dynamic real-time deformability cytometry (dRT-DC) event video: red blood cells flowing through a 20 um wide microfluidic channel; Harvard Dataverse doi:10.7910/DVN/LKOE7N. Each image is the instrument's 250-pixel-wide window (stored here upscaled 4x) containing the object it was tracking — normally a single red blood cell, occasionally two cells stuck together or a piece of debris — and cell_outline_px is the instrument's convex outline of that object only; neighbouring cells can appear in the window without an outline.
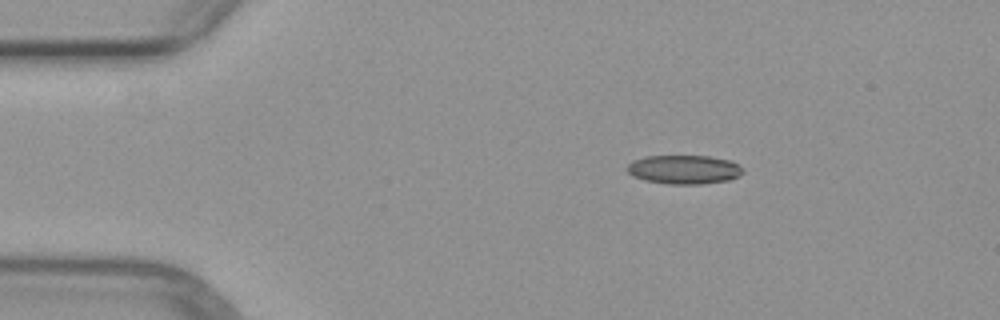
{"species": "common noctule bat (a hibernating species)", "species_latin": "Nyctalus noctula", "temperature_condition": "warm", "stored_images_in_passage": 4, "camera_frame_rate_fps": 3000, "um_per_image_px": 0.085, "animal": {"sex": "female", "body_mass_g": 29.2, "forearm_length_mm": 56.3}, "frame": {"image": 1, "passage_image": 1, "time_ms": 0.0, "image_size_px": [1000, 320], "cell_outline_px": [[744, 172], [728, 180], [700, 184], [668, 184], [644, 180], [632, 176], [624, 168], [632, 160], [644, 156], [708, 156], [732, 160], [744, 168]], "centroid_in_image_um": [58.11, 14.4], "position_along_channel_um": 26.9, "area_um2": 19.71}}
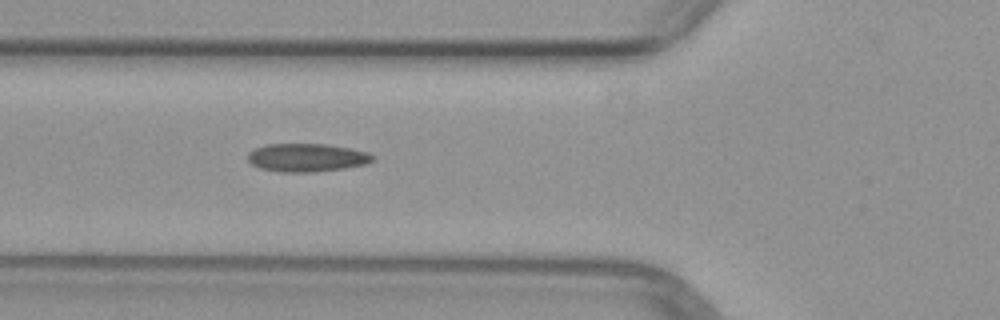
{"frame": {"image": 2, "passage_image": 4, "time_ms": 3.333, "image_size_px": [1000, 320], "cell_outline_px": [[372, 160], [368, 164], [344, 168], [316, 172], [280, 172], [260, 168], [252, 164], [248, 160], [248, 152], [256, 148], [268, 144], [324, 144], [352, 148], [368, 152], [372, 156]], "centroid_in_image_um": [26.08, 13.4], "position_along_channel_um": 99.7, "area_um2": 20.52}}